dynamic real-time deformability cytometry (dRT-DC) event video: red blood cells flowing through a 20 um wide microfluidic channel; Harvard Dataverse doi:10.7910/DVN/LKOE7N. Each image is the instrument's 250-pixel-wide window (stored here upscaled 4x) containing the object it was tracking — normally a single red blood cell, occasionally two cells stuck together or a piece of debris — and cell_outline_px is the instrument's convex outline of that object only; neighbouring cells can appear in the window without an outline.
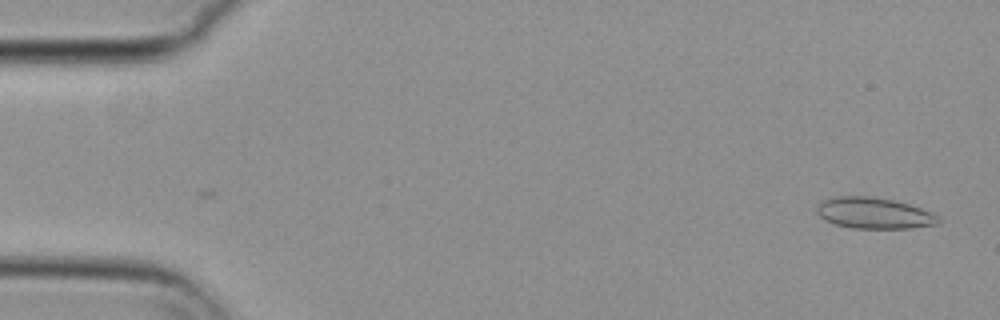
{"species": "common noctule bat (a hibernating species)", "species_latin": "Nyctalus noctula", "temperature_condition": "cold", "stored_images_in_passage": 54, "camera_frame_rate_fps": 3000, "um_per_image_px": 0.085, "animal": {"sex": "female", "body_mass_g": 29.2, "forearm_length_mm": 56.3}, "frame": {"image": 1, "passage_image": 1, "time_ms": 0.0, "image_size_px": [1000, 320], "cell_outline_px": [[940, 224], [908, 228], [852, 228], [836, 224], [824, 220], [816, 212], [816, 208], [824, 200], [840, 196], [868, 196], [896, 200], [920, 208], [936, 216], [940, 220]], "centroid_in_image_um": [74.28, 18.12], "position_along_channel_um": 10.7, "area_um2": 21.79}}
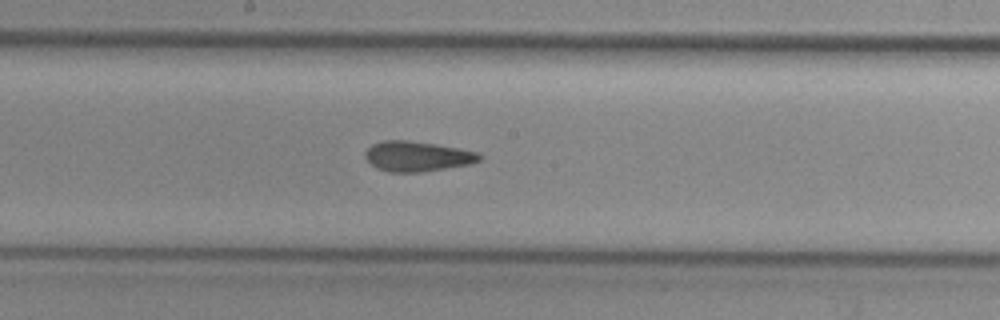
{"frame": {"image": 2, "passage_image": 28, "time_ms": 9.0, "image_size_px": [1000, 320], "cell_outline_px": [[484, 156], [480, 160], [472, 164], [420, 172], [388, 172], [376, 168], [364, 156], [364, 152], [372, 144], [384, 140], [408, 140], [436, 144], [480, 152]], "centroid_in_image_um": [35.49, 13.28], "position_along_channel_um": 212.7, "area_um2": 20.23}}
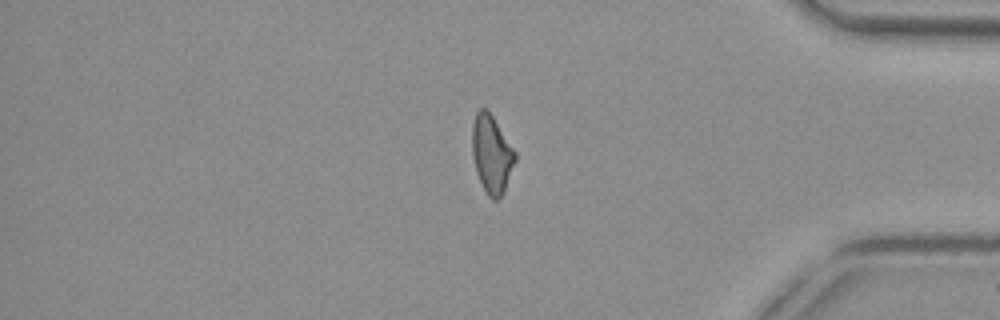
{"frame": {"image": 3, "passage_image": 45, "time_ms": 14.667, "image_size_px": [1000, 320], "cell_outline_px": [[516, 160], [504, 188], [500, 196], [496, 200], [492, 200], [488, 196], [476, 172], [472, 156], [472, 124], [476, 112], [480, 108], [488, 108], [516, 152]], "centroid_in_image_um": [41.77, 13.04], "position_along_channel_um": 393.4, "area_um2": 19.42}, "authors_computed_cell_mechanics": {"area_um2": 20.1433, "velocity_mm_per_s": 3.6973, "shape_relaxation_time_tau1_ms": null, "shape_relaxation_time_tau2_ms": 2.8803, "deformation_change_tau1": null, "deformation_change_tau2": 0.0922}}